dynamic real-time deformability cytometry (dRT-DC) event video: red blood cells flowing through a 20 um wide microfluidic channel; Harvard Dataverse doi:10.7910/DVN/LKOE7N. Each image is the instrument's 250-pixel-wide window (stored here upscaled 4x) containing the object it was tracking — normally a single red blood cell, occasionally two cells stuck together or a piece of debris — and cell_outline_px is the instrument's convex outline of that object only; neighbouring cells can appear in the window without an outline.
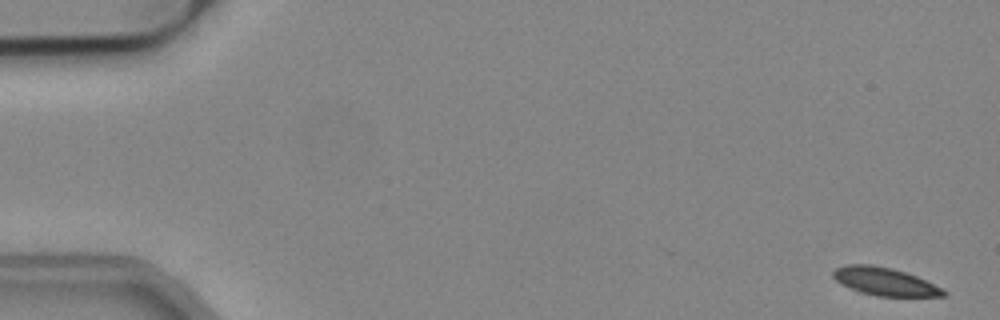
{"species": "common noctule bat (a hibernating species)", "species_latin": "Nyctalus noctula", "temperature_condition": "cold", "stored_images_in_passage": 51, "camera_frame_rate_fps": 3000, "um_per_image_px": 0.085, "animal": {"sex": "male", "body_mass_g": 19.2, "forearm_length_mm": 51.8}, "frame": {"image": 1, "passage_image": 1, "time_ms": 0.0, "image_size_px": [1000, 320], "cell_outline_px": [[948, 292], [944, 296], [880, 296], [860, 292], [836, 280], [832, 276], [832, 272], [836, 268], [848, 264], [872, 264], [892, 268], [916, 276]], "centroid_in_image_um": [75.18, 23.91], "position_along_channel_um": 9.8, "area_um2": 17.57}}
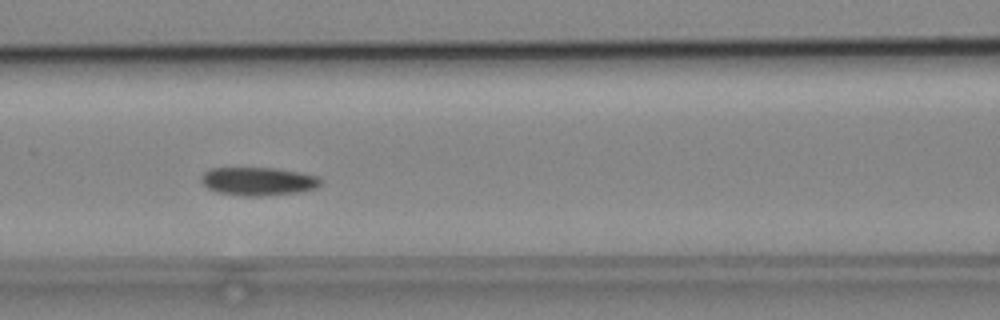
{"frame": {"image": 2, "passage_image": 23, "time_ms": 7.333, "image_size_px": [1000, 320], "cell_outline_px": [[320, 184], [316, 188], [300, 192], [260, 196], [244, 196], [216, 192], [208, 188], [200, 180], [200, 176], [208, 168], [276, 168], [300, 172], [316, 176], [320, 180]], "centroid_in_image_um": [21.91, 15.41], "position_along_channel_um": 144.7, "area_um2": 19.71}}
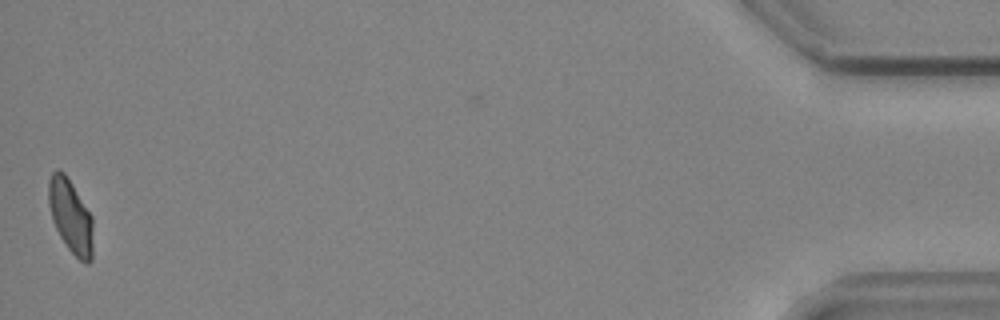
{"frame": {"image": 3, "passage_image": 50, "time_ms": 16.333, "image_size_px": [1000, 320], "cell_outline_px": [[92, 260], [88, 264], [84, 264], [68, 248], [60, 236], [52, 220], [48, 204], [48, 180], [52, 172], [56, 168], [60, 168], [64, 172], [72, 184], [92, 216]], "centroid_in_image_um": [5.98, 18.35], "position_along_channel_um": 429.2, "area_um2": 19.13}, "authors_computed_cell_mechanics": {"area_um2": 18.9584, "velocity_mm_per_s": 3.8104, "shape_relaxation_time_tau1_ms": 3.5938, "shape_relaxation_time_tau2_ms": null, "deformation_change_tau1": 0.0985, "deformation_change_tau2": null}}